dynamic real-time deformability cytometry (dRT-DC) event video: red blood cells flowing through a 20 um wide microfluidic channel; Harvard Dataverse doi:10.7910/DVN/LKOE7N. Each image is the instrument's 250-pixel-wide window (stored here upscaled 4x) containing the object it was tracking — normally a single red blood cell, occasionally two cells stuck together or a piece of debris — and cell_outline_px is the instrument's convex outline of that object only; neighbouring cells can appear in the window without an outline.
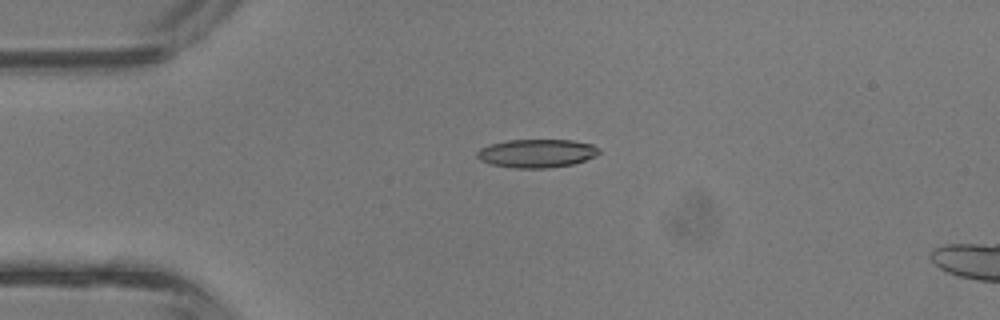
{"species": "common noctule bat (a hibernating species)", "species_latin": "Nyctalus noctula", "temperature_condition": "room temperature", "stored_images_in_passage": 3, "camera_frame_rate_fps": 3000, "um_per_image_px": 0.085, "animal": {"sex": "male", "body_mass_g": 13.3}, "frame": {"image": 1, "passage_image": 2, "time_ms": 0.333, "image_size_px": [1000, 320], "cell_outline_px": [[600, 152], [596, 156], [572, 164], [548, 168], [512, 168], [492, 164], [480, 160], [476, 156], [476, 152], [480, 148], [492, 144], [508, 140], [572, 140], [592, 144], [600, 148]], "centroid_in_image_um": [45.63, 13.03], "position_along_channel_um": 39.4, "area_um2": 20.17}}